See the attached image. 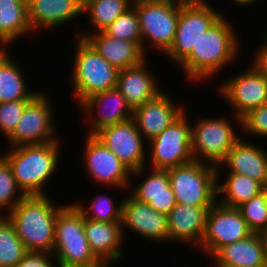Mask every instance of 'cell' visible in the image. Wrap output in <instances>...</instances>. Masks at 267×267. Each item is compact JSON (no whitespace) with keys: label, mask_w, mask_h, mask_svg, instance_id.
Masks as SVG:
<instances>
[{"label":"cell","mask_w":267,"mask_h":267,"mask_svg":"<svg viewBox=\"0 0 267 267\" xmlns=\"http://www.w3.org/2000/svg\"><path fill=\"white\" fill-rule=\"evenodd\" d=\"M233 27L224 15L201 35L191 52L177 65L184 70L188 83L211 81L223 68L235 62L242 44Z\"/></svg>","instance_id":"1"},{"label":"cell","mask_w":267,"mask_h":267,"mask_svg":"<svg viewBox=\"0 0 267 267\" xmlns=\"http://www.w3.org/2000/svg\"><path fill=\"white\" fill-rule=\"evenodd\" d=\"M51 196H25L6 217L14 225L28 252L53 253L55 222L66 204H54Z\"/></svg>","instance_id":"2"},{"label":"cell","mask_w":267,"mask_h":267,"mask_svg":"<svg viewBox=\"0 0 267 267\" xmlns=\"http://www.w3.org/2000/svg\"><path fill=\"white\" fill-rule=\"evenodd\" d=\"M61 142L11 147L1 155L9 163L17 186L26 196L49 195L47 182L55 177L61 156ZM59 156V157H58Z\"/></svg>","instance_id":"3"},{"label":"cell","mask_w":267,"mask_h":267,"mask_svg":"<svg viewBox=\"0 0 267 267\" xmlns=\"http://www.w3.org/2000/svg\"><path fill=\"white\" fill-rule=\"evenodd\" d=\"M53 254L58 267H106L92 252L85 236L84 217L68 202L55 222Z\"/></svg>","instance_id":"4"},{"label":"cell","mask_w":267,"mask_h":267,"mask_svg":"<svg viewBox=\"0 0 267 267\" xmlns=\"http://www.w3.org/2000/svg\"><path fill=\"white\" fill-rule=\"evenodd\" d=\"M71 74L72 91L79 106L99 92L115 88L119 70L109 64L85 39L77 37Z\"/></svg>","instance_id":"5"},{"label":"cell","mask_w":267,"mask_h":267,"mask_svg":"<svg viewBox=\"0 0 267 267\" xmlns=\"http://www.w3.org/2000/svg\"><path fill=\"white\" fill-rule=\"evenodd\" d=\"M132 6L138 15L145 55L149 48L165 55L175 39L179 0H134Z\"/></svg>","instance_id":"6"},{"label":"cell","mask_w":267,"mask_h":267,"mask_svg":"<svg viewBox=\"0 0 267 267\" xmlns=\"http://www.w3.org/2000/svg\"><path fill=\"white\" fill-rule=\"evenodd\" d=\"M167 171L176 203L212 207L217 202L216 165L194 160Z\"/></svg>","instance_id":"7"},{"label":"cell","mask_w":267,"mask_h":267,"mask_svg":"<svg viewBox=\"0 0 267 267\" xmlns=\"http://www.w3.org/2000/svg\"><path fill=\"white\" fill-rule=\"evenodd\" d=\"M225 117L199 118L191 123V150L195 161L218 166L241 139L232 122ZM240 136V137H239Z\"/></svg>","instance_id":"8"},{"label":"cell","mask_w":267,"mask_h":267,"mask_svg":"<svg viewBox=\"0 0 267 267\" xmlns=\"http://www.w3.org/2000/svg\"><path fill=\"white\" fill-rule=\"evenodd\" d=\"M186 113L187 110L147 143L146 161L149 162L146 167L168 170L194 161L191 150V122Z\"/></svg>","instance_id":"9"},{"label":"cell","mask_w":267,"mask_h":267,"mask_svg":"<svg viewBox=\"0 0 267 267\" xmlns=\"http://www.w3.org/2000/svg\"><path fill=\"white\" fill-rule=\"evenodd\" d=\"M206 1L179 0V18L175 39L165 54L176 66L191 52L203 33L216 23L224 13Z\"/></svg>","instance_id":"10"},{"label":"cell","mask_w":267,"mask_h":267,"mask_svg":"<svg viewBox=\"0 0 267 267\" xmlns=\"http://www.w3.org/2000/svg\"><path fill=\"white\" fill-rule=\"evenodd\" d=\"M250 65L244 72L233 74L217 86L219 96L233 109L234 122L238 123L235 126L239 125V130L242 128V118L267 102V77Z\"/></svg>","instance_id":"11"},{"label":"cell","mask_w":267,"mask_h":267,"mask_svg":"<svg viewBox=\"0 0 267 267\" xmlns=\"http://www.w3.org/2000/svg\"><path fill=\"white\" fill-rule=\"evenodd\" d=\"M49 93L40 91L25 107L14 132L6 139L9 147L38 145L53 141L57 138L58 126L54 123V107ZM57 127V129H56Z\"/></svg>","instance_id":"12"},{"label":"cell","mask_w":267,"mask_h":267,"mask_svg":"<svg viewBox=\"0 0 267 267\" xmlns=\"http://www.w3.org/2000/svg\"><path fill=\"white\" fill-rule=\"evenodd\" d=\"M82 153L87 177L105 188H115L124 193L131 185V171L94 135L85 138ZM89 175V176H88Z\"/></svg>","instance_id":"13"},{"label":"cell","mask_w":267,"mask_h":267,"mask_svg":"<svg viewBox=\"0 0 267 267\" xmlns=\"http://www.w3.org/2000/svg\"><path fill=\"white\" fill-rule=\"evenodd\" d=\"M252 233L238 208L217 201L207 212L205 232L198 249L211 259L221 247L241 241Z\"/></svg>","instance_id":"14"},{"label":"cell","mask_w":267,"mask_h":267,"mask_svg":"<svg viewBox=\"0 0 267 267\" xmlns=\"http://www.w3.org/2000/svg\"><path fill=\"white\" fill-rule=\"evenodd\" d=\"M132 172L146 167L147 142L133 118L102 128L94 135Z\"/></svg>","instance_id":"15"},{"label":"cell","mask_w":267,"mask_h":267,"mask_svg":"<svg viewBox=\"0 0 267 267\" xmlns=\"http://www.w3.org/2000/svg\"><path fill=\"white\" fill-rule=\"evenodd\" d=\"M83 122L89 125L87 135H95L102 128L118 124L133 117V110L115 87L99 92L84 100L79 106ZM94 113V114H93ZM96 115V116H93Z\"/></svg>","instance_id":"16"},{"label":"cell","mask_w":267,"mask_h":267,"mask_svg":"<svg viewBox=\"0 0 267 267\" xmlns=\"http://www.w3.org/2000/svg\"><path fill=\"white\" fill-rule=\"evenodd\" d=\"M126 229L151 242H168L167 215L157 212L147 203L136 200L129 193L123 202L122 231L124 240H126Z\"/></svg>","instance_id":"17"},{"label":"cell","mask_w":267,"mask_h":267,"mask_svg":"<svg viewBox=\"0 0 267 267\" xmlns=\"http://www.w3.org/2000/svg\"><path fill=\"white\" fill-rule=\"evenodd\" d=\"M167 92H160L155 98L133 110L137 129L148 143L162 133L187 109L178 104Z\"/></svg>","instance_id":"18"},{"label":"cell","mask_w":267,"mask_h":267,"mask_svg":"<svg viewBox=\"0 0 267 267\" xmlns=\"http://www.w3.org/2000/svg\"><path fill=\"white\" fill-rule=\"evenodd\" d=\"M210 208L177 203L167 215L168 242L183 245L189 243L199 248Z\"/></svg>","instance_id":"19"},{"label":"cell","mask_w":267,"mask_h":267,"mask_svg":"<svg viewBox=\"0 0 267 267\" xmlns=\"http://www.w3.org/2000/svg\"><path fill=\"white\" fill-rule=\"evenodd\" d=\"M262 148L241 138L217 166V179L223 178L221 170L225 169L226 173L227 168V173L246 175L264 186L267 179V151Z\"/></svg>","instance_id":"20"},{"label":"cell","mask_w":267,"mask_h":267,"mask_svg":"<svg viewBox=\"0 0 267 267\" xmlns=\"http://www.w3.org/2000/svg\"><path fill=\"white\" fill-rule=\"evenodd\" d=\"M84 230L92 252L106 267L121 262L125 243L122 222H97L84 218Z\"/></svg>","instance_id":"21"},{"label":"cell","mask_w":267,"mask_h":267,"mask_svg":"<svg viewBox=\"0 0 267 267\" xmlns=\"http://www.w3.org/2000/svg\"><path fill=\"white\" fill-rule=\"evenodd\" d=\"M83 0H31L28 17L33 33L60 28L83 15ZM79 16V17H78Z\"/></svg>","instance_id":"22"},{"label":"cell","mask_w":267,"mask_h":267,"mask_svg":"<svg viewBox=\"0 0 267 267\" xmlns=\"http://www.w3.org/2000/svg\"><path fill=\"white\" fill-rule=\"evenodd\" d=\"M77 37L85 39L109 64L118 70L141 64L146 57L143 49L132 41L119 40L104 31L90 33L83 31Z\"/></svg>","instance_id":"23"},{"label":"cell","mask_w":267,"mask_h":267,"mask_svg":"<svg viewBox=\"0 0 267 267\" xmlns=\"http://www.w3.org/2000/svg\"><path fill=\"white\" fill-rule=\"evenodd\" d=\"M148 58L141 64L119 70L116 88L124 96L132 110L155 98L164 89L149 69ZM148 69V70H147Z\"/></svg>","instance_id":"24"},{"label":"cell","mask_w":267,"mask_h":267,"mask_svg":"<svg viewBox=\"0 0 267 267\" xmlns=\"http://www.w3.org/2000/svg\"><path fill=\"white\" fill-rule=\"evenodd\" d=\"M210 267H261L266 264L262 239L258 233L221 247L212 257Z\"/></svg>","instance_id":"25"},{"label":"cell","mask_w":267,"mask_h":267,"mask_svg":"<svg viewBox=\"0 0 267 267\" xmlns=\"http://www.w3.org/2000/svg\"><path fill=\"white\" fill-rule=\"evenodd\" d=\"M7 49L0 51V103L32 100L39 90L34 91L28 86L21 63H17Z\"/></svg>","instance_id":"26"},{"label":"cell","mask_w":267,"mask_h":267,"mask_svg":"<svg viewBox=\"0 0 267 267\" xmlns=\"http://www.w3.org/2000/svg\"><path fill=\"white\" fill-rule=\"evenodd\" d=\"M31 32L28 4L22 0H0V45L11 48L14 41Z\"/></svg>","instance_id":"27"},{"label":"cell","mask_w":267,"mask_h":267,"mask_svg":"<svg viewBox=\"0 0 267 267\" xmlns=\"http://www.w3.org/2000/svg\"><path fill=\"white\" fill-rule=\"evenodd\" d=\"M227 174L224 182L217 179V201L225 206L238 208L264 191L260 182L246 175Z\"/></svg>","instance_id":"28"},{"label":"cell","mask_w":267,"mask_h":267,"mask_svg":"<svg viewBox=\"0 0 267 267\" xmlns=\"http://www.w3.org/2000/svg\"><path fill=\"white\" fill-rule=\"evenodd\" d=\"M134 0H83L82 13L88 16L91 33L103 31L132 7ZM87 13V15H86Z\"/></svg>","instance_id":"29"},{"label":"cell","mask_w":267,"mask_h":267,"mask_svg":"<svg viewBox=\"0 0 267 267\" xmlns=\"http://www.w3.org/2000/svg\"><path fill=\"white\" fill-rule=\"evenodd\" d=\"M148 169V167H143L139 170L132 171L130 184H132V179L134 181L135 177L138 180L142 179L138 186L136 185L134 188L132 185L129 186L131 189L129 194L136 200L147 204L155 195H158L159 193H169L170 185L167 170H155L150 168L149 171Z\"/></svg>","instance_id":"30"},{"label":"cell","mask_w":267,"mask_h":267,"mask_svg":"<svg viewBox=\"0 0 267 267\" xmlns=\"http://www.w3.org/2000/svg\"><path fill=\"white\" fill-rule=\"evenodd\" d=\"M72 202L75 207L82 213L84 218L97 221V222H122L123 202L124 198L120 203L115 204L112 195L99 194L91 198L88 206L83 201Z\"/></svg>","instance_id":"31"},{"label":"cell","mask_w":267,"mask_h":267,"mask_svg":"<svg viewBox=\"0 0 267 267\" xmlns=\"http://www.w3.org/2000/svg\"><path fill=\"white\" fill-rule=\"evenodd\" d=\"M28 253L17 235L14 225L0 216V267H15Z\"/></svg>","instance_id":"32"},{"label":"cell","mask_w":267,"mask_h":267,"mask_svg":"<svg viewBox=\"0 0 267 267\" xmlns=\"http://www.w3.org/2000/svg\"><path fill=\"white\" fill-rule=\"evenodd\" d=\"M25 196L16 184L9 163L0 154V216H6Z\"/></svg>","instance_id":"33"},{"label":"cell","mask_w":267,"mask_h":267,"mask_svg":"<svg viewBox=\"0 0 267 267\" xmlns=\"http://www.w3.org/2000/svg\"><path fill=\"white\" fill-rule=\"evenodd\" d=\"M103 31L115 39L137 43L142 48L143 42L140 33L139 19L133 6L121 14Z\"/></svg>","instance_id":"34"},{"label":"cell","mask_w":267,"mask_h":267,"mask_svg":"<svg viewBox=\"0 0 267 267\" xmlns=\"http://www.w3.org/2000/svg\"><path fill=\"white\" fill-rule=\"evenodd\" d=\"M248 228L259 233L267 227V193L263 191L238 207Z\"/></svg>","instance_id":"35"},{"label":"cell","mask_w":267,"mask_h":267,"mask_svg":"<svg viewBox=\"0 0 267 267\" xmlns=\"http://www.w3.org/2000/svg\"><path fill=\"white\" fill-rule=\"evenodd\" d=\"M31 100L0 103V135L7 139L16 129L26 105Z\"/></svg>","instance_id":"36"},{"label":"cell","mask_w":267,"mask_h":267,"mask_svg":"<svg viewBox=\"0 0 267 267\" xmlns=\"http://www.w3.org/2000/svg\"><path fill=\"white\" fill-rule=\"evenodd\" d=\"M241 131H244L245 136L267 138V102L242 118Z\"/></svg>","instance_id":"37"},{"label":"cell","mask_w":267,"mask_h":267,"mask_svg":"<svg viewBox=\"0 0 267 267\" xmlns=\"http://www.w3.org/2000/svg\"><path fill=\"white\" fill-rule=\"evenodd\" d=\"M15 267H58V266H57V260L53 253L28 252Z\"/></svg>","instance_id":"38"},{"label":"cell","mask_w":267,"mask_h":267,"mask_svg":"<svg viewBox=\"0 0 267 267\" xmlns=\"http://www.w3.org/2000/svg\"><path fill=\"white\" fill-rule=\"evenodd\" d=\"M148 204L157 212L168 215L177 204L171 186L169 185V193L155 195Z\"/></svg>","instance_id":"39"},{"label":"cell","mask_w":267,"mask_h":267,"mask_svg":"<svg viewBox=\"0 0 267 267\" xmlns=\"http://www.w3.org/2000/svg\"><path fill=\"white\" fill-rule=\"evenodd\" d=\"M264 37V42L258 45V48L253 52V61L251 60L250 63L267 77V36Z\"/></svg>","instance_id":"40"},{"label":"cell","mask_w":267,"mask_h":267,"mask_svg":"<svg viewBox=\"0 0 267 267\" xmlns=\"http://www.w3.org/2000/svg\"><path fill=\"white\" fill-rule=\"evenodd\" d=\"M231 1L234 2L235 6H241V8H243V7L249 8L250 5H251V7H253L254 4L255 5L258 4V3H256V2H258V0H231Z\"/></svg>","instance_id":"41"},{"label":"cell","mask_w":267,"mask_h":267,"mask_svg":"<svg viewBox=\"0 0 267 267\" xmlns=\"http://www.w3.org/2000/svg\"><path fill=\"white\" fill-rule=\"evenodd\" d=\"M260 238L262 239L263 247H264V253H265V260L267 263V227L264 228L259 233Z\"/></svg>","instance_id":"42"},{"label":"cell","mask_w":267,"mask_h":267,"mask_svg":"<svg viewBox=\"0 0 267 267\" xmlns=\"http://www.w3.org/2000/svg\"><path fill=\"white\" fill-rule=\"evenodd\" d=\"M182 1H185V2H194V1H205V0H182Z\"/></svg>","instance_id":"43"},{"label":"cell","mask_w":267,"mask_h":267,"mask_svg":"<svg viewBox=\"0 0 267 267\" xmlns=\"http://www.w3.org/2000/svg\"><path fill=\"white\" fill-rule=\"evenodd\" d=\"M264 191L267 193V179H266V182L264 184Z\"/></svg>","instance_id":"44"},{"label":"cell","mask_w":267,"mask_h":267,"mask_svg":"<svg viewBox=\"0 0 267 267\" xmlns=\"http://www.w3.org/2000/svg\"><path fill=\"white\" fill-rule=\"evenodd\" d=\"M22 1L28 4L31 0H22Z\"/></svg>","instance_id":"45"}]
</instances>
